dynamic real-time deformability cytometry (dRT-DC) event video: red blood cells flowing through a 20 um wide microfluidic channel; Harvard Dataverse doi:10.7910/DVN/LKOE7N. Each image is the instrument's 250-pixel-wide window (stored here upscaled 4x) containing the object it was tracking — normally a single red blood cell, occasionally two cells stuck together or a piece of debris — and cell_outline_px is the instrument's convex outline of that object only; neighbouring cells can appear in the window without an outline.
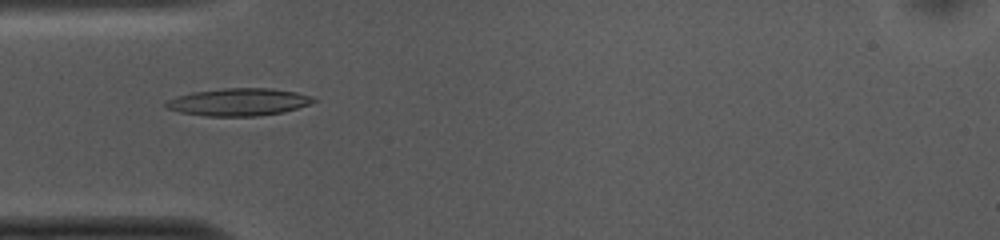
{"species": "common noctule bat (a hibernating species)", "species_latin": "Nyctalus noctula", "temperature_condition": "cold", "stored_images_in_passage": 52, "camera_frame_rate_fps": 3000, "um_per_image_px": 0.085, "animal": {"sex": "female", "body_mass_g": 10.0, "forearm_length_mm": 53.1}, "frame": {"image": 1, "passage_image": 15, "time_ms": 4.667, "image_size_px": [1000, 240], "cell_outline_px": [[316, 100], [308, 104], [284, 112], [256, 116], [204, 116], [180, 112], [164, 108], [164, 104], [168, 100], [176, 96], [192, 92], [224, 88], [272, 88], [296, 92], [312, 96]], "centroid_in_image_um": [20.24, 8.67], "position_along_channel_um": 64.8, "area_um2": 23.64}}
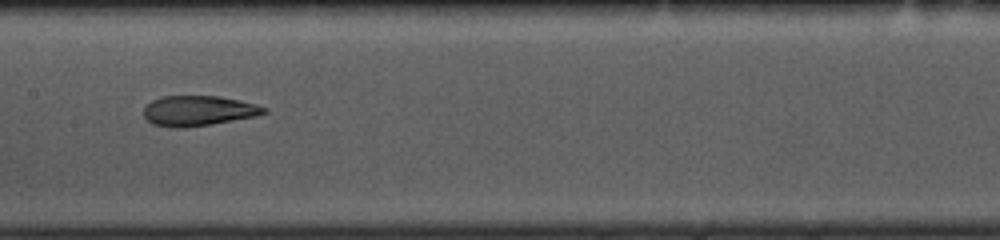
{"frame": {"image": 2, "passage_image": 25, "time_ms": 8.0, "image_size_px": [1000, 240], "cell_outline_px": [[268, 112], [256, 116], [184, 128], [168, 128], [152, 124], [144, 116], [144, 108], [152, 100], [164, 96], [220, 96], [240, 100], [256, 104], [268, 108]], "centroid_in_image_um": [16.86, 9.41], "position_along_channel_um": 190.5, "area_um2": 21.15}}
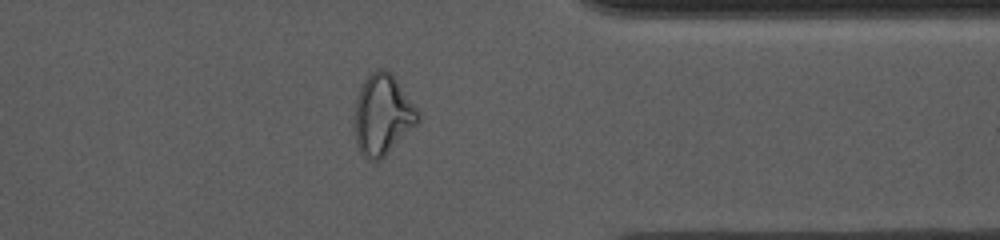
{"frame": {"image": 3, "passage_image": 41, "time_ms": 13.333, "image_size_px": [1000, 240], "cell_outline_px": [[420, 120], [380, 160], [368, 160], [360, 152], [356, 144], [356, 100], [360, 88], [364, 80], [376, 68], [384, 68], [396, 80], [420, 112]], "centroid_in_image_um": [32.52, 9.75], "position_along_channel_um": 378.9, "area_um2": 29.07}, "authors_computed_cell_mechanics": {"area_um2": 22.3686, "velocity_mm_per_s": 3.7496, "shape_relaxation_time_tau1_ms": 7.353, "shape_relaxation_time_tau2_ms": 2.2676, "deformation_change_tau1": 0.2574, "deformation_change_tau2": 0.1051}}